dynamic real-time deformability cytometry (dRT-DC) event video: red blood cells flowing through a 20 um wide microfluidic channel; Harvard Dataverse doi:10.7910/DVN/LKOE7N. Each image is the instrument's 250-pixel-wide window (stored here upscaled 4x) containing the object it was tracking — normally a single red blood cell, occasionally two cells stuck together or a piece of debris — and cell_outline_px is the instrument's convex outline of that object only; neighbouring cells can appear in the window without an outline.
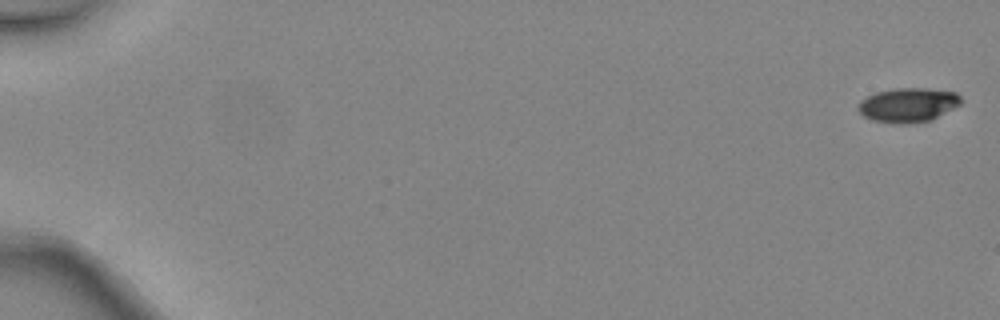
{"species": "common noctule bat (a hibernating species)", "species_latin": "Nyctalus noctula", "temperature_condition": "warm", "stored_images_in_passage": 3, "camera_frame_rate_fps": 3000, "um_per_image_px": 0.085, "animal": {"sex": "female", "body_mass_g": 24.6, "forearm_length_mm": 56.2}, "frame": {"image": 1, "passage_image": 1, "time_ms": 0.0, "image_size_px": [1000, 320], "cell_outline_px": [[964, 100], [960, 104], [932, 120], [908, 124], [892, 124], [872, 120], [864, 116], [856, 108], [856, 104], [860, 100], [876, 92], [896, 88], [928, 88], [956, 92]], "centroid_in_image_um": [77.17, 8.93], "position_along_channel_um": 7.8, "area_um2": 20.87}}